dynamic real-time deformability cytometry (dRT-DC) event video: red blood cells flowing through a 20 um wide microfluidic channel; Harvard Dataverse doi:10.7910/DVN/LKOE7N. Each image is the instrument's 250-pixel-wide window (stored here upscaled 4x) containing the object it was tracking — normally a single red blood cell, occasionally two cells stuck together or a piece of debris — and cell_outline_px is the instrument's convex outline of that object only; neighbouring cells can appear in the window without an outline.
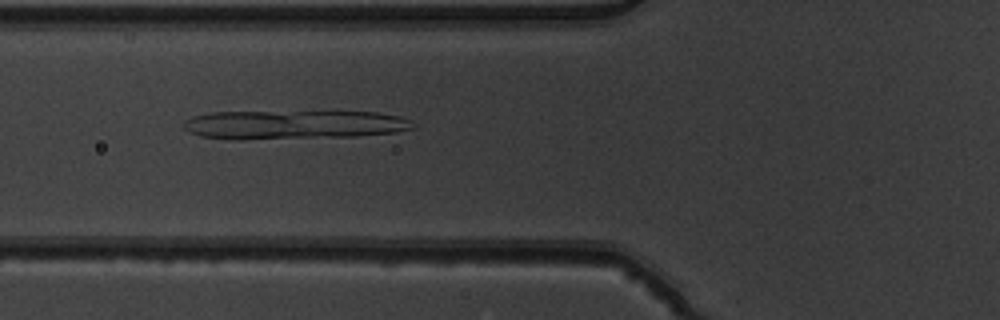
{"species": "common noctule bat (a hibernating species)", "species_latin": "Nyctalus noctula", "temperature_condition": "warm", "stored_images_in_passage": 7, "camera_frame_rate_fps": 3000, "um_per_image_px": 0.085, "animal": {"sex": "male", "body_mass_g": 19.5, "forearm_length_mm": 54.6}, "frame": {"image": 1, "passage_image": 5, "time_ms": 1.333, "image_size_px": [1000, 320], "cell_outline_px": [[412, 128], [396, 132], [356, 136], [244, 140], [232, 140], [200, 136], [188, 132], [180, 124], [184, 120], [192, 116], [208, 112], [376, 112], [400, 116], [412, 120]], "centroid_in_image_um": [24.87, 10.61], "position_along_channel_um": 100.9, "area_um2": 39.02}}
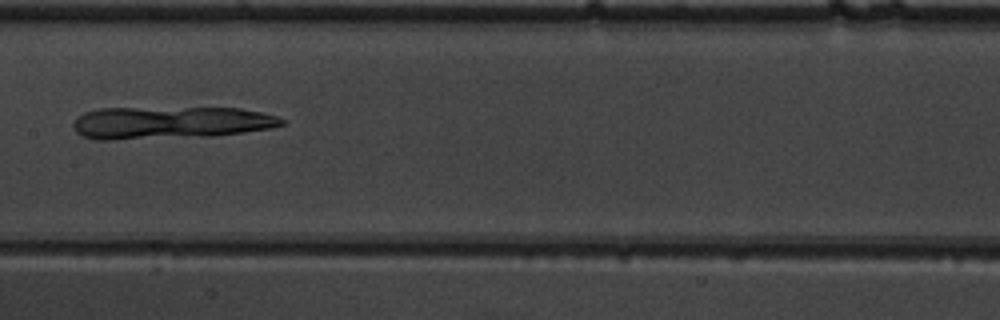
{"frame": {"image": 2, "passage_image": 7, "time_ms": 2.0, "image_size_px": [1000, 320], "cell_outline_px": [[284, 124], [272, 128], [212, 136], [112, 140], [96, 140], [80, 136], [72, 128], [72, 124], [76, 116], [84, 112], [100, 108], [240, 108], [260, 112], [276, 116], [284, 120]], "centroid_in_image_um": [14.39, 10.43], "position_along_channel_um": 193.0, "area_um2": 39.71}}